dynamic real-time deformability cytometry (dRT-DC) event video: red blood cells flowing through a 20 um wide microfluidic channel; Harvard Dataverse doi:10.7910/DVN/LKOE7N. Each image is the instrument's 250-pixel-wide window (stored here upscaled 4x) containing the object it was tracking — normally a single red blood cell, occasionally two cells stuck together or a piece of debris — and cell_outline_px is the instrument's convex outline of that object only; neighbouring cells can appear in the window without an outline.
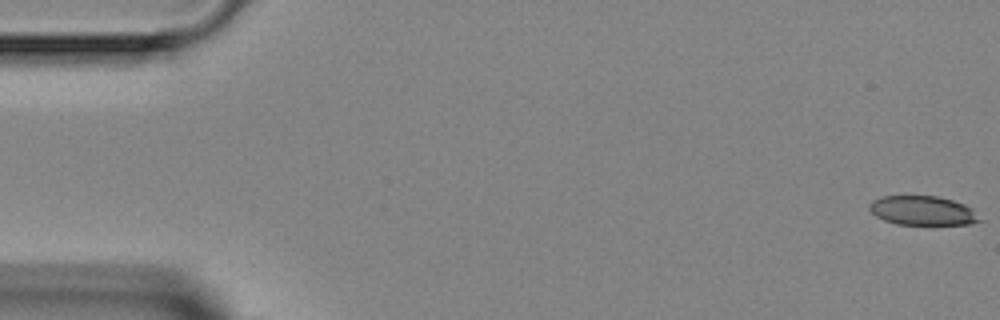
{"species": "Egyptian fruit bat (a non-hibernating species)", "species_latin": "Rousettus aegyptiacus", "temperature_condition": "room temperature", "stored_images_in_passage": 5, "camera_frame_rate_fps": 3000, "um_per_image_px": 0.085, "animal": {"sex": "female"}, "frame": {"image": 1, "passage_image": 1, "time_ms": 0.0, "image_size_px": [1000, 320], "cell_outline_px": [[984, 220], [968, 224], [896, 224], [884, 220], [876, 216], [868, 208], [868, 204], [872, 200], [884, 196], [936, 196], [952, 200], [964, 204], [972, 208]], "centroid_in_image_um": [78.43, 17.9], "position_along_channel_um": 6.6, "area_um2": 18.79}}
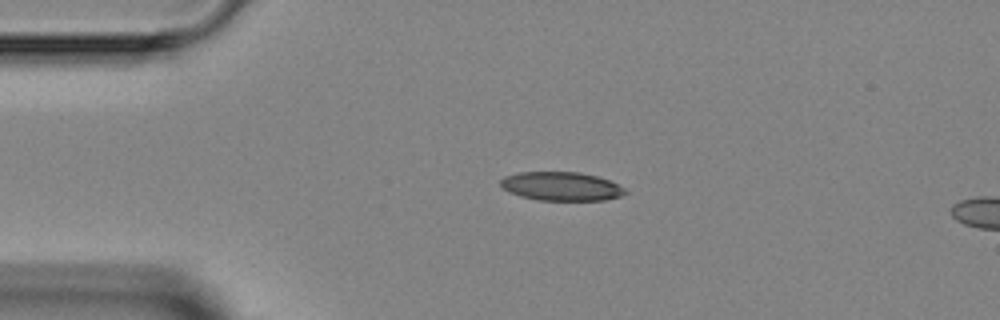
{"frame": {"image": 2, "passage_image": 4, "time_ms": 3.333, "image_size_px": [1000, 320], "cell_outline_px": [[628, 192], [620, 196], [604, 200], [540, 200], [520, 196], [508, 192], [500, 184], [500, 180], [504, 176], [520, 172], [580, 172], [596, 176], [608, 180], [624, 188]], "centroid_in_image_um": [47.69, 15.83], "position_along_channel_um": 37.3, "area_um2": 20.75}}